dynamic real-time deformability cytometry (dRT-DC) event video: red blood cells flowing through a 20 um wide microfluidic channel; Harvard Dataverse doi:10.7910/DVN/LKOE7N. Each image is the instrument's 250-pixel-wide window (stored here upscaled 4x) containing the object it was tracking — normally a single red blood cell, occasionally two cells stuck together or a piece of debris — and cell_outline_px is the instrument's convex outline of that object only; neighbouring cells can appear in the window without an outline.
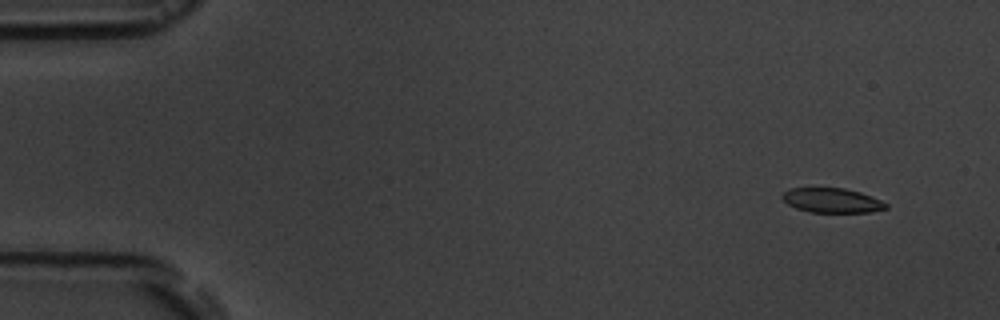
{"species": "common noctule bat (a hibernating species)", "species_latin": "Nyctalus noctula", "temperature_condition": "room temperature", "stored_images_in_passage": 16, "camera_frame_rate_fps": 3000, "um_per_image_px": 0.085, "animal": {"sex": "male", "body_mass_g": 19.5, "forearm_length_mm": 54.6}, "frame": {"image": 1, "passage_image": 1, "time_ms": 0.0, "image_size_px": [1000, 320], "cell_outline_px": [[888, 208], [872, 212], [812, 212], [796, 208], [788, 204], [780, 196], [788, 188], [844, 188], [860, 192], [872, 196], [888, 204]], "centroid_in_image_um": [70.72, 17.03], "position_along_channel_um": 14.3, "area_um2": 14.85}}
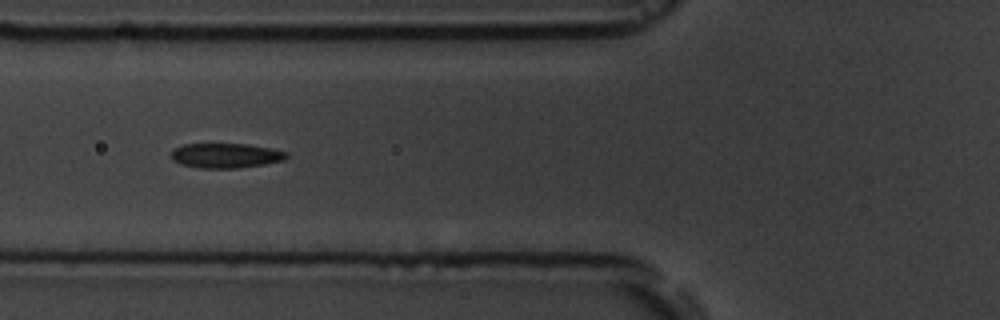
{"frame": {"image": 2, "passage_image": 6, "time_ms": 5.667, "image_size_px": [1000, 320], "cell_outline_px": [[288, 156], [284, 160], [264, 164], [236, 168], [200, 168], [180, 164], [172, 160], [172, 148], [184, 144], [248, 144], [288, 152]], "centroid_in_image_um": [19.16, 13.22], "position_along_channel_um": 106.6, "area_um2": 16.59}}
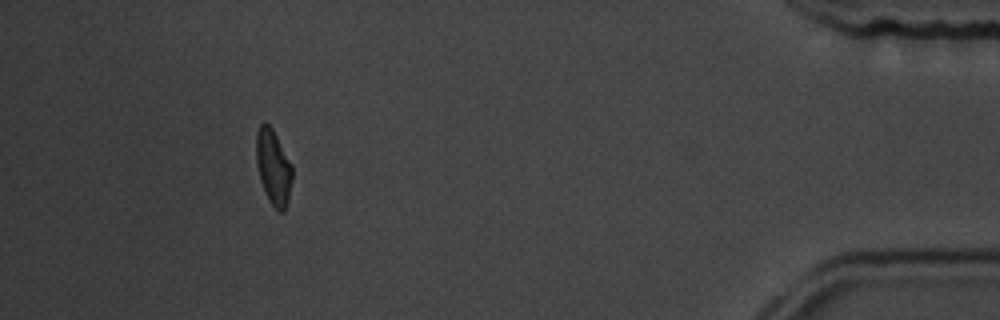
{"frame": {"image": 3, "passage_image": 15, "time_ms": 15.667, "image_size_px": [1000, 320], "cell_outline_px": [[292, 180], [288, 200], [284, 212], [280, 212], [268, 200], [260, 180], [256, 160], [256, 132], [260, 124], [264, 120], [272, 128], [292, 164]], "centroid_in_image_um": [23.23, 14.19], "position_along_channel_um": 412.0, "area_um2": 15.84}, "authors_computed_cell_mechanics": {"area_um2": 16.2996, "velocity_mm_per_s": 3.6605, "shape_relaxation_time_tau1_ms": 3.4971, "shape_relaxation_time_tau2_ms": null, "deformation_change_tau1": 0.1241, "deformation_change_tau2": null}}